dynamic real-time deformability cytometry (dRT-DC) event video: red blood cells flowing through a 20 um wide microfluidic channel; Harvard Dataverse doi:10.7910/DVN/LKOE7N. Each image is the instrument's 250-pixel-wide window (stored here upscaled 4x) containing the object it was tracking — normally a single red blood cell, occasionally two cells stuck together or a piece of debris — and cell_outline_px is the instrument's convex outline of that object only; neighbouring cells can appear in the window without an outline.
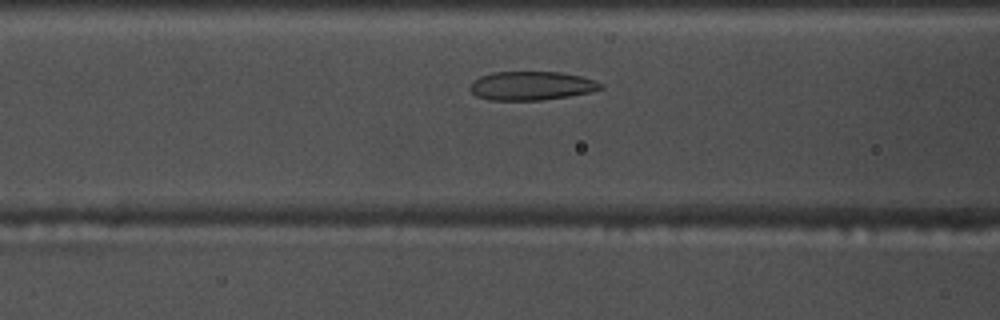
{"species": "common noctule bat (a hibernating species)", "species_latin": "Nyctalus noctula", "temperature_condition": "warm", "stored_images_in_passage": 30, "camera_frame_rate_fps": 3000, "um_per_image_px": 0.085, "animal": {"sex": "male", "body_mass_g": 17.5, "forearm_length_mm": 52.3}, "frame": {"image": 1, "passage_image": 7, "time_ms": 2.0, "image_size_px": [1000, 320], "cell_outline_px": [[604, 88], [592, 92], [568, 96], [540, 100], [488, 100], [476, 96], [468, 88], [472, 80], [480, 76], [492, 72], [560, 72], [580, 76], [604, 84]], "centroid_in_image_um": [45.14, 7.29], "position_along_channel_um": 121.5, "area_um2": 22.02}}
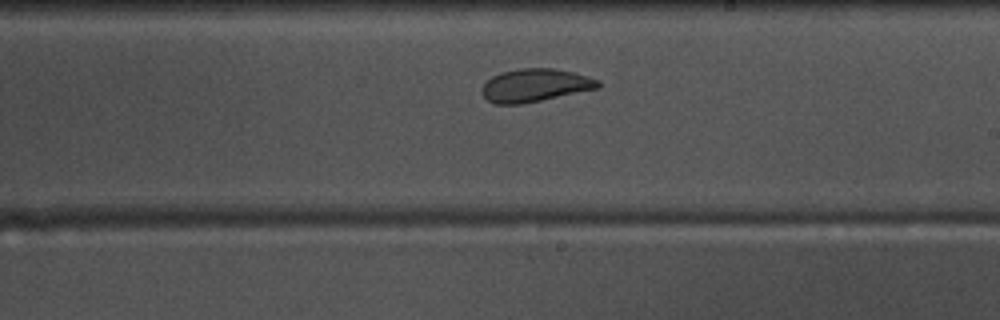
{"frame": {"image": 2, "passage_image": 17, "time_ms": 5.333, "image_size_px": [1000, 320], "cell_outline_px": [[600, 88], [520, 104], [496, 104], [488, 100], [484, 96], [480, 88], [492, 76], [500, 72], [516, 68], [552, 68], [572, 72], [588, 76], [600, 80]], "centroid_in_image_um": [45.47, 7.24], "position_along_channel_um": 243.5, "area_um2": 22.31}}
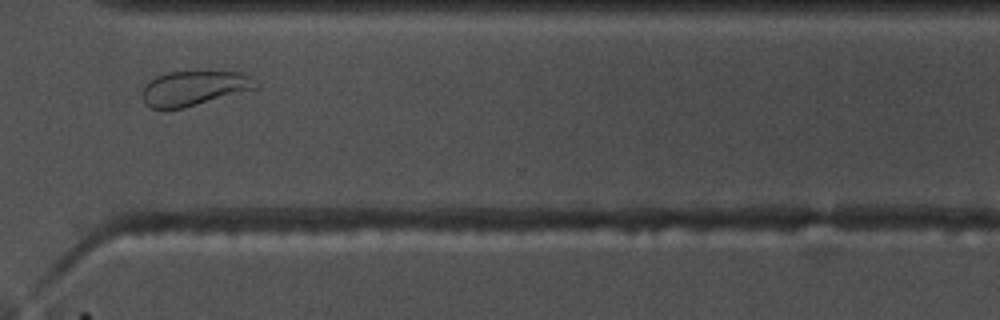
{"frame": {"image": 3, "passage_image": 26, "time_ms": 8.333, "image_size_px": [1000, 320], "cell_outline_px": [[260, 88], [184, 108], [152, 108], [144, 100], [144, 88], [148, 80], [156, 76], [168, 72], [240, 72], [248, 76], [260, 84]], "centroid_in_image_um": [16.56, 7.49], "position_along_channel_um": 354.0, "area_um2": 22.77}, "authors_computed_cell_mechanics": {"area_um2": 22.4264, "velocity_mm_per_s": 3.6746, "shape_relaxation_time_tau1_ms": 8.3782, "shape_relaxation_time_tau2_ms": 1.9004, "deformation_change_tau1": 0.1733, "deformation_change_tau2": 0.0793}}